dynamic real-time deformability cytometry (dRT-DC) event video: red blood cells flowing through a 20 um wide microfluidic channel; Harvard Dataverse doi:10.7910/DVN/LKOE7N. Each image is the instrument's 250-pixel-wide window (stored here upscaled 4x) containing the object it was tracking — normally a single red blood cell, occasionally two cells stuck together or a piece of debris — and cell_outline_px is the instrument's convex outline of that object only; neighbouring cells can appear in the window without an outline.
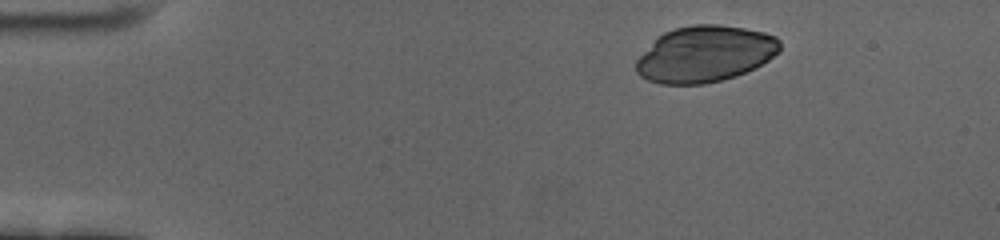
{"species": "human", "species_latin": "Homo sapiens", "temperature_condition": "cold", "stored_images_in_passage": 51, "camera_frame_rate_fps": 3000, "um_per_image_px": 0.085, "donor": {"sex": "female"}, "frame": {"image": 1, "passage_image": 1, "time_ms": 0.0, "image_size_px": [1000, 240], "cell_outline_px": [[780, 48], [768, 60], [736, 76], [704, 84], [660, 84], [648, 80], [640, 76], [636, 72], [636, 60], [664, 32], [676, 28], [696, 24], [720, 24], [744, 28], [764, 32], [776, 36], [780, 40]], "centroid_in_image_um": [59.92, 4.59], "position_along_channel_um": 25.1, "area_um2": 46.64}}
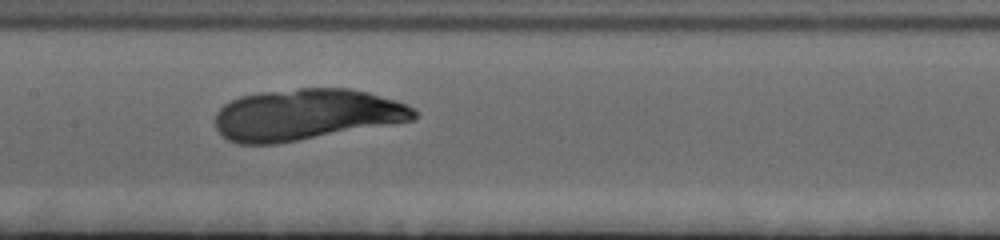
{"frame": {"image": 2, "passage_image": 22, "time_ms": 7.0, "image_size_px": [1000, 240], "cell_outline_px": [[416, 116], [412, 120], [276, 144], [240, 144], [228, 140], [216, 128], [216, 112], [224, 104], [240, 96], [260, 92], [300, 88], [348, 88], [368, 92], [396, 100], [408, 104], [416, 112]], "centroid_in_image_um": [25.99, 9.73], "position_along_channel_um": 181.4, "area_um2": 59.07}}
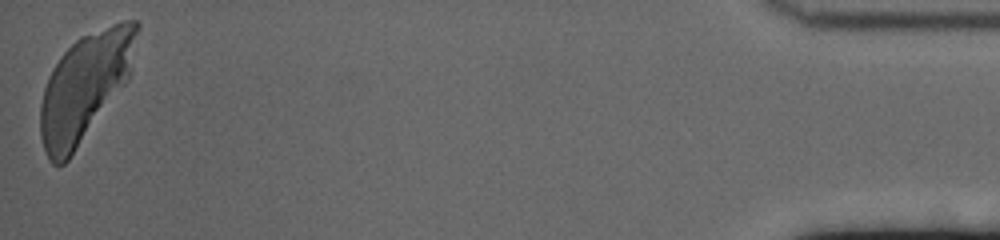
{"frame": {"image": 3, "passage_image": 51, "time_ms": 16.667, "image_size_px": [1000, 240], "cell_outline_px": [[140, 28], [128, 80], [68, 160], [64, 164], [52, 164], [48, 160], [40, 136], [40, 104], [44, 88], [48, 76], [52, 68], [60, 56], [80, 36], [112, 24], [124, 20], [136, 20], [140, 24]], "centroid_in_image_um": [7.21, 7.36], "position_along_channel_um": 428.0, "area_um2": 60.17}}